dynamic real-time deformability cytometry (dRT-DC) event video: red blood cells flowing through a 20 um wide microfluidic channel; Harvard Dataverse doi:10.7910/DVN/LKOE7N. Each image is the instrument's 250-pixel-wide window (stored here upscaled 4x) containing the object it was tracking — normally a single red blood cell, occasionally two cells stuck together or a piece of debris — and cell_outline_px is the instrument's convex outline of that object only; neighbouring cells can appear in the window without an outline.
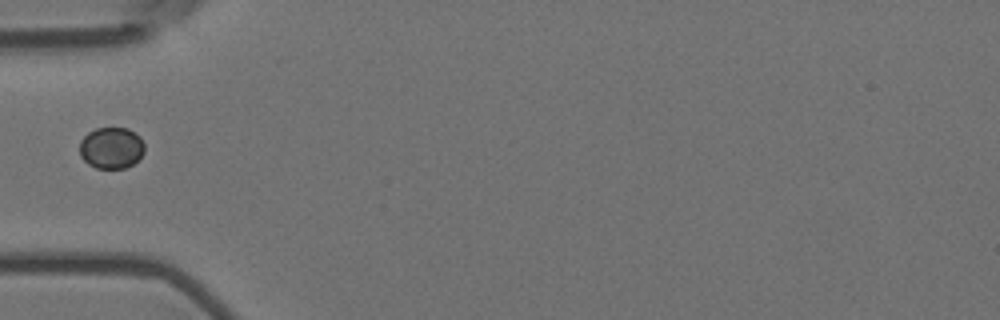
{"species": "Egyptian fruit bat (a non-hibernating species)", "species_latin": "Rousettus aegyptiacus", "temperature_condition": "room temperature", "stored_images_in_passage": 4, "camera_frame_rate_fps": 3000, "um_per_image_px": 0.085, "animal": {"sex": "female"}, "frame": {"image": 1, "passage_image": 1, "time_ms": 0.0, "image_size_px": [1000, 320], "cell_outline_px": [[144, 152], [132, 164], [124, 168], [96, 168], [88, 164], [80, 156], [80, 140], [88, 132], [96, 128], [128, 128], [136, 132], [140, 136], [144, 144]], "centroid_in_image_um": [9.46, 12.55], "position_along_channel_um": 75.5, "area_um2": 15.72}}
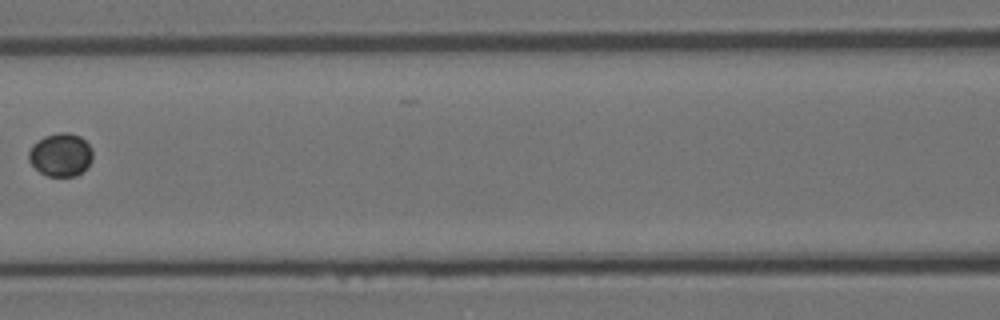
{"frame": {"image": 2, "passage_image": 3, "time_ms": 0.667, "image_size_px": [1000, 320], "cell_outline_px": [[92, 160], [76, 176], [48, 176], [40, 172], [28, 160], [28, 152], [32, 144], [44, 136], [60, 132], [68, 132], [80, 136], [92, 148]], "centroid_in_image_um": [5.14, 13.14], "position_along_channel_um": 161.5, "area_um2": 16.01}}
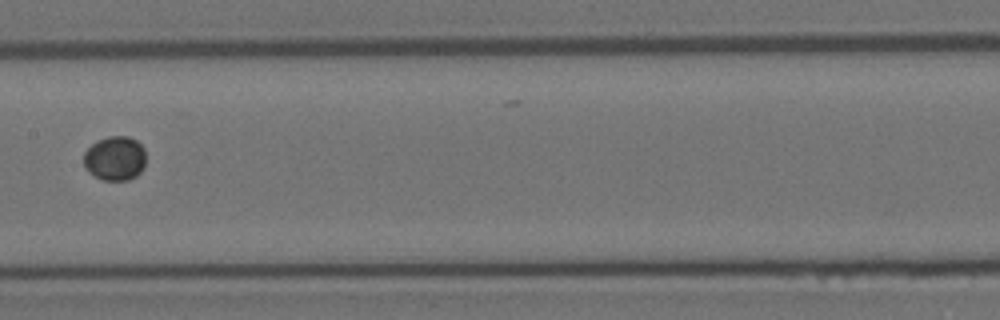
{"frame": {"image": 3, "passage_image": 4, "time_ms": 1.0, "image_size_px": [1000, 320], "cell_outline_px": [[144, 168], [136, 176], [128, 180], [104, 180], [88, 172], [84, 168], [84, 152], [96, 140], [108, 136], [128, 136], [136, 140], [144, 148]], "centroid_in_image_um": [9.76, 13.45], "position_along_channel_um": 197.6, "area_um2": 16.13}}